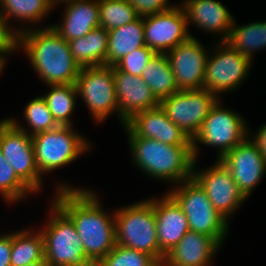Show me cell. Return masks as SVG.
Instances as JSON below:
<instances>
[{
  "instance_id": "cell-1",
  "label": "cell",
  "mask_w": 266,
  "mask_h": 266,
  "mask_svg": "<svg viewBox=\"0 0 266 266\" xmlns=\"http://www.w3.org/2000/svg\"><path fill=\"white\" fill-rule=\"evenodd\" d=\"M54 202L71 218L87 258L96 265L116 245L115 215H107L94 191L58 185Z\"/></svg>"
},
{
  "instance_id": "cell-2",
  "label": "cell",
  "mask_w": 266,
  "mask_h": 266,
  "mask_svg": "<svg viewBox=\"0 0 266 266\" xmlns=\"http://www.w3.org/2000/svg\"><path fill=\"white\" fill-rule=\"evenodd\" d=\"M22 29V30H21ZM14 30L17 48H22L33 68L47 85L75 84L81 67L73 59L69 42L51 26Z\"/></svg>"
},
{
  "instance_id": "cell-3",
  "label": "cell",
  "mask_w": 266,
  "mask_h": 266,
  "mask_svg": "<svg viewBox=\"0 0 266 266\" xmlns=\"http://www.w3.org/2000/svg\"><path fill=\"white\" fill-rule=\"evenodd\" d=\"M133 162L148 176L180 182L193 176V146L168 145L158 140L137 137L126 125Z\"/></svg>"
},
{
  "instance_id": "cell-4",
  "label": "cell",
  "mask_w": 266,
  "mask_h": 266,
  "mask_svg": "<svg viewBox=\"0 0 266 266\" xmlns=\"http://www.w3.org/2000/svg\"><path fill=\"white\" fill-rule=\"evenodd\" d=\"M114 215L116 244L144 252L162 265L165 255L158 245L153 199L117 209Z\"/></svg>"
},
{
  "instance_id": "cell-5",
  "label": "cell",
  "mask_w": 266,
  "mask_h": 266,
  "mask_svg": "<svg viewBox=\"0 0 266 266\" xmlns=\"http://www.w3.org/2000/svg\"><path fill=\"white\" fill-rule=\"evenodd\" d=\"M51 209L50 220L40 231L46 261L51 266H95L87 258L71 218L55 202Z\"/></svg>"
},
{
  "instance_id": "cell-6",
  "label": "cell",
  "mask_w": 266,
  "mask_h": 266,
  "mask_svg": "<svg viewBox=\"0 0 266 266\" xmlns=\"http://www.w3.org/2000/svg\"><path fill=\"white\" fill-rule=\"evenodd\" d=\"M182 208L192 231L213 237L220 245L228 232V220L212 205L207 193L192 177L168 193Z\"/></svg>"
},
{
  "instance_id": "cell-7",
  "label": "cell",
  "mask_w": 266,
  "mask_h": 266,
  "mask_svg": "<svg viewBox=\"0 0 266 266\" xmlns=\"http://www.w3.org/2000/svg\"><path fill=\"white\" fill-rule=\"evenodd\" d=\"M73 126H58L32 136L34 154L41 176L59 169L91 149V144Z\"/></svg>"
},
{
  "instance_id": "cell-8",
  "label": "cell",
  "mask_w": 266,
  "mask_h": 266,
  "mask_svg": "<svg viewBox=\"0 0 266 266\" xmlns=\"http://www.w3.org/2000/svg\"><path fill=\"white\" fill-rule=\"evenodd\" d=\"M219 101L212 107L200 131L192 140L195 160H197L198 155V142L203 145L218 147L217 157L220 160L250 134L242 116L237 112L223 108Z\"/></svg>"
},
{
  "instance_id": "cell-9",
  "label": "cell",
  "mask_w": 266,
  "mask_h": 266,
  "mask_svg": "<svg viewBox=\"0 0 266 266\" xmlns=\"http://www.w3.org/2000/svg\"><path fill=\"white\" fill-rule=\"evenodd\" d=\"M218 100L219 96L205 88L179 90L162 100L160 106L167 117L193 140Z\"/></svg>"
},
{
  "instance_id": "cell-10",
  "label": "cell",
  "mask_w": 266,
  "mask_h": 266,
  "mask_svg": "<svg viewBox=\"0 0 266 266\" xmlns=\"http://www.w3.org/2000/svg\"><path fill=\"white\" fill-rule=\"evenodd\" d=\"M0 151L17 176L34 193L40 190L42 176L36 164L32 136L18 129L7 118L0 122Z\"/></svg>"
},
{
  "instance_id": "cell-11",
  "label": "cell",
  "mask_w": 266,
  "mask_h": 266,
  "mask_svg": "<svg viewBox=\"0 0 266 266\" xmlns=\"http://www.w3.org/2000/svg\"><path fill=\"white\" fill-rule=\"evenodd\" d=\"M75 84L95 121H103L114 111L119 117L113 66L82 67Z\"/></svg>"
},
{
  "instance_id": "cell-12",
  "label": "cell",
  "mask_w": 266,
  "mask_h": 266,
  "mask_svg": "<svg viewBox=\"0 0 266 266\" xmlns=\"http://www.w3.org/2000/svg\"><path fill=\"white\" fill-rule=\"evenodd\" d=\"M218 44V48L212 52L214 55L207 58L203 81V88L216 96L221 92L237 89L248 76L252 62L226 41L220 40Z\"/></svg>"
},
{
  "instance_id": "cell-13",
  "label": "cell",
  "mask_w": 266,
  "mask_h": 266,
  "mask_svg": "<svg viewBox=\"0 0 266 266\" xmlns=\"http://www.w3.org/2000/svg\"><path fill=\"white\" fill-rule=\"evenodd\" d=\"M145 45L156 53L166 54L192 36L188 32L186 15L182 6L143 17Z\"/></svg>"
},
{
  "instance_id": "cell-14",
  "label": "cell",
  "mask_w": 266,
  "mask_h": 266,
  "mask_svg": "<svg viewBox=\"0 0 266 266\" xmlns=\"http://www.w3.org/2000/svg\"><path fill=\"white\" fill-rule=\"evenodd\" d=\"M193 168V178L205 190L214 208L228 220V217L247 199L239 190L230 171L218 160L211 168L197 172Z\"/></svg>"
},
{
  "instance_id": "cell-15",
  "label": "cell",
  "mask_w": 266,
  "mask_h": 266,
  "mask_svg": "<svg viewBox=\"0 0 266 266\" xmlns=\"http://www.w3.org/2000/svg\"><path fill=\"white\" fill-rule=\"evenodd\" d=\"M249 139L247 137L220 159L246 198L266 173V160L257 144Z\"/></svg>"
},
{
  "instance_id": "cell-16",
  "label": "cell",
  "mask_w": 266,
  "mask_h": 266,
  "mask_svg": "<svg viewBox=\"0 0 266 266\" xmlns=\"http://www.w3.org/2000/svg\"><path fill=\"white\" fill-rule=\"evenodd\" d=\"M178 90L202 89L209 53L195 38L166 53Z\"/></svg>"
},
{
  "instance_id": "cell-17",
  "label": "cell",
  "mask_w": 266,
  "mask_h": 266,
  "mask_svg": "<svg viewBox=\"0 0 266 266\" xmlns=\"http://www.w3.org/2000/svg\"><path fill=\"white\" fill-rule=\"evenodd\" d=\"M125 125L139 138L168 145L193 146L192 139L167 117L161 106L137 113Z\"/></svg>"
},
{
  "instance_id": "cell-18",
  "label": "cell",
  "mask_w": 266,
  "mask_h": 266,
  "mask_svg": "<svg viewBox=\"0 0 266 266\" xmlns=\"http://www.w3.org/2000/svg\"><path fill=\"white\" fill-rule=\"evenodd\" d=\"M115 92L118 101L119 119L125 123L139 112L160 106L141 76L117 70L113 66Z\"/></svg>"
},
{
  "instance_id": "cell-19",
  "label": "cell",
  "mask_w": 266,
  "mask_h": 266,
  "mask_svg": "<svg viewBox=\"0 0 266 266\" xmlns=\"http://www.w3.org/2000/svg\"><path fill=\"white\" fill-rule=\"evenodd\" d=\"M153 208L159 249L166 255L190 230L188 219L168 193L160 200L153 198Z\"/></svg>"
},
{
  "instance_id": "cell-20",
  "label": "cell",
  "mask_w": 266,
  "mask_h": 266,
  "mask_svg": "<svg viewBox=\"0 0 266 266\" xmlns=\"http://www.w3.org/2000/svg\"><path fill=\"white\" fill-rule=\"evenodd\" d=\"M220 246L213 237L188 230L165 255L161 266H211V260Z\"/></svg>"
},
{
  "instance_id": "cell-21",
  "label": "cell",
  "mask_w": 266,
  "mask_h": 266,
  "mask_svg": "<svg viewBox=\"0 0 266 266\" xmlns=\"http://www.w3.org/2000/svg\"><path fill=\"white\" fill-rule=\"evenodd\" d=\"M181 6L186 15L187 26L194 23L202 30L224 34L226 41L234 22L229 10L217 0H185Z\"/></svg>"
},
{
  "instance_id": "cell-22",
  "label": "cell",
  "mask_w": 266,
  "mask_h": 266,
  "mask_svg": "<svg viewBox=\"0 0 266 266\" xmlns=\"http://www.w3.org/2000/svg\"><path fill=\"white\" fill-rule=\"evenodd\" d=\"M63 22L59 25L50 26L66 41L85 36L99 23V1L98 0H66Z\"/></svg>"
},
{
  "instance_id": "cell-23",
  "label": "cell",
  "mask_w": 266,
  "mask_h": 266,
  "mask_svg": "<svg viewBox=\"0 0 266 266\" xmlns=\"http://www.w3.org/2000/svg\"><path fill=\"white\" fill-rule=\"evenodd\" d=\"M145 46L143 17L108 31L106 65L114 66L125 55Z\"/></svg>"
},
{
  "instance_id": "cell-24",
  "label": "cell",
  "mask_w": 266,
  "mask_h": 266,
  "mask_svg": "<svg viewBox=\"0 0 266 266\" xmlns=\"http://www.w3.org/2000/svg\"><path fill=\"white\" fill-rule=\"evenodd\" d=\"M73 59L80 67L106 65L108 30L97 27L83 37L69 41Z\"/></svg>"
},
{
  "instance_id": "cell-25",
  "label": "cell",
  "mask_w": 266,
  "mask_h": 266,
  "mask_svg": "<svg viewBox=\"0 0 266 266\" xmlns=\"http://www.w3.org/2000/svg\"><path fill=\"white\" fill-rule=\"evenodd\" d=\"M141 77L159 102L179 91L168 57L164 53L153 55Z\"/></svg>"
},
{
  "instance_id": "cell-26",
  "label": "cell",
  "mask_w": 266,
  "mask_h": 266,
  "mask_svg": "<svg viewBox=\"0 0 266 266\" xmlns=\"http://www.w3.org/2000/svg\"><path fill=\"white\" fill-rule=\"evenodd\" d=\"M235 24L234 20L226 42L241 55L248 57L252 61V54L256 49L266 48V21L252 22L247 25H238L237 27Z\"/></svg>"
},
{
  "instance_id": "cell-27",
  "label": "cell",
  "mask_w": 266,
  "mask_h": 266,
  "mask_svg": "<svg viewBox=\"0 0 266 266\" xmlns=\"http://www.w3.org/2000/svg\"><path fill=\"white\" fill-rule=\"evenodd\" d=\"M27 230L12 233L11 266H27L45 258L41 232Z\"/></svg>"
},
{
  "instance_id": "cell-28",
  "label": "cell",
  "mask_w": 266,
  "mask_h": 266,
  "mask_svg": "<svg viewBox=\"0 0 266 266\" xmlns=\"http://www.w3.org/2000/svg\"><path fill=\"white\" fill-rule=\"evenodd\" d=\"M51 90L42 97L59 126H73L70 119L78 95L76 84L48 85Z\"/></svg>"
},
{
  "instance_id": "cell-29",
  "label": "cell",
  "mask_w": 266,
  "mask_h": 266,
  "mask_svg": "<svg viewBox=\"0 0 266 266\" xmlns=\"http://www.w3.org/2000/svg\"><path fill=\"white\" fill-rule=\"evenodd\" d=\"M53 7L50 0H0V14L8 26L10 18L26 23L39 22Z\"/></svg>"
},
{
  "instance_id": "cell-30",
  "label": "cell",
  "mask_w": 266,
  "mask_h": 266,
  "mask_svg": "<svg viewBox=\"0 0 266 266\" xmlns=\"http://www.w3.org/2000/svg\"><path fill=\"white\" fill-rule=\"evenodd\" d=\"M100 27L110 31L133 22L139 16L130 1L98 0Z\"/></svg>"
},
{
  "instance_id": "cell-31",
  "label": "cell",
  "mask_w": 266,
  "mask_h": 266,
  "mask_svg": "<svg viewBox=\"0 0 266 266\" xmlns=\"http://www.w3.org/2000/svg\"><path fill=\"white\" fill-rule=\"evenodd\" d=\"M24 117L28 122V125L32 130L30 132L21 126L15 119L8 118L18 129L33 136L40 132L52 130L57 128L59 125L54 120L52 113L50 112L45 99L40 96L36 97L25 106Z\"/></svg>"
},
{
  "instance_id": "cell-32",
  "label": "cell",
  "mask_w": 266,
  "mask_h": 266,
  "mask_svg": "<svg viewBox=\"0 0 266 266\" xmlns=\"http://www.w3.org/2000/svg\"><path fill=\"white\" fill-rule=\"evenodd\" d=\"M95 266H161L152 256L124 247L115 245L111 252L100 260Z\"/></svg>"
},
{
  "instance_id": "cell-33",
  "label": "cell",
  "mask_w": 266,
  "mask_h": 266,
  "mask_svg": "<svg viewBox=\"0 0 266 266\" xmlns=\"http://www.w3.org/2000/svg\"><path fill=\"white\" fill-rule=\"evenodd\" d=\"M0 193L4 200L10 202L24 199L34 193L15 173L0 151Z\"/></svg>"
},
{
  "instance_id": "cell-34",
  "label": "cell",
  "mask_w": 266,
  "mask_h": 266,
  "mask_svg": "<svg viewBox=\"0 0 266 266\" xmlns=\"http://www.w3.org/2000/svg\"><path fill=\"white\" fill-rule=\"evenodd\" d=\"M156 52L149 47L142 46L135 49L132 53L125 55L114 67L125 73L141 76L145 66Z\"/></svg>"
},
{
  "instance_id": "cell-35",
  "label": "cell",
  "mask_w": 266,
  "mask_h": 266,
  "mask_svg": "<svg viewBox=\"0 0 266 266\" xmlns=\"http://www.w3.org/2000/svg\"><path fill=\"white\" fill-rule=\"evenodd\" d=\"M139 17L156 14L172 8L168 0H130Z\"/></svg>"
},
{
  "instance_id": "cell-36",
  "label": "cell",
  "mask_w": 266,
  "mask_h": 266,
  "mask_svg": "<svg viewBox=\"0 0 266 266\" xmlns=\"http://www.w3.org/2000/svg\"><path fill=\"white\" fill-rule=\"evenodd\" d=\"M17 48V35L0 14V52H13Z\"/></svg>"
},
{
  "instance_id": "cell-37",
  "label": "cell",
  "mask_w": 266,
  "mask_h": 266,
  "mask_svg": "<svg viewBox=\"0 0 266 266\" xmlns=\"http://www.w3.org/2000/svg\"><path fill=\"white\" fill-rule=\"evenodd\" d=\"M12 234L0 236V266H11Z\"/></svg>"
},
{
  "instance_id": "cell-38",
  "label": "cell",
  "mask_w": 266,
  "mask_h": 266,
  "mask_svg": "<svg viewBox=\"0 0 266 266\" xmlns=\"http://www.w3.org/2000/svg\"><path fill=\"white\" fill-rule=\"evenodd\" d=\"M253 136L252 140L257 144L266 160V124L262 125Z\"/></svg>"
},
{
  "instance_id": "cell-39",
  "label": "cell",
  "mask_w": 266,
  "mask_h": 266,
  "mask_svg": "<svg viewBox=\"0 0 266 266\" xmlns=\"http://www.w3.org/2000/svg\"><path fill=\"white\" fill-rule=\"evenodd\" d=\"M9 53H12V52H0V73L3 70V67H4L5 62H6L5 55L9 54Z\"/></svg>"
},
{
  "instance_id": "cell-40",
  "label": "cell",
  "mask_w": 266,
  "mask_h": 266,
  "mask_svg": "<svg viewBox=\"0 0 266 266\" xmlns=\"http://www.w3.org/2000/svg\"><path fill=\"white\" fill-rule=\"evenodd\" d=\"M27 266H51L47 261L46 259L44 258L43 260H40L38 262H35V263H32V264H29Z\"/></svg>"
},
{
  "instance_id": "cell-41",
  "label": "cell",
  "mask_w": 266,
  "mask_h": 266,
  "mask_svg": "<svg viewBox=\"0 0 266 266\" xmlns=\"http://www.w3.org/2000/svg\"><path fill=\"white\" fill-rule=\"evenodd\" d=\"M53 4H55V6L60 3V2H63V1H66V0H50Z\"/></svg>"
}]
</instances>
